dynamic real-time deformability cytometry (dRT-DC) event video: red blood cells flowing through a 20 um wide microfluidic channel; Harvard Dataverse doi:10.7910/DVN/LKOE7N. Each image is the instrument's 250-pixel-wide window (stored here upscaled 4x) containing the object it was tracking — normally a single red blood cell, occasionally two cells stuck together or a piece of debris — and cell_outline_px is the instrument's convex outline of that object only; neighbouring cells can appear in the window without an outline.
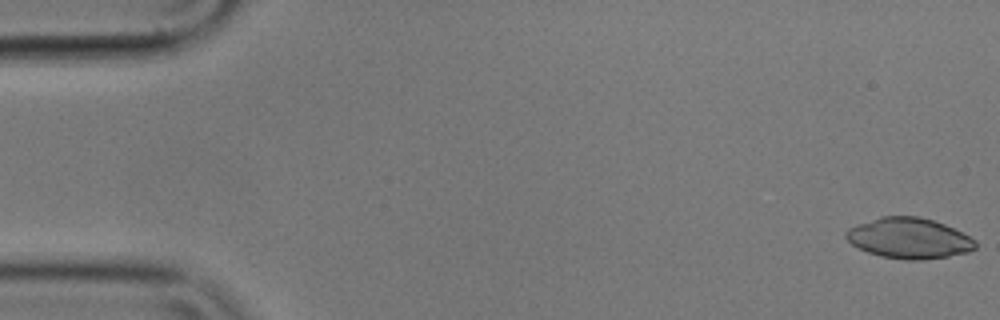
{"species": "common noctule bat (a hibernating species)", "species_latin": "Nyctalus noctula", "temperature_condition": "cold", "stored_images_in_passage": 56, "camera_frame_rate_fps": 3000, "um_per_image_px": 0.085, "animal": {"sex": "male", "body_mass_g": 17.9}, "frame": {"image": 1, "passage_image": 1, "time_ms": 0.0, "image_size_px": [1000, 320], "cell_outline_px": [[976, 248], [968, 252], [948, 256], [924, 260], [908, 260], [880, 256], [868, 252], [852, 244], [844, 236], [844, 232], [848, 228], [856, 224], [880, 216], [920, 216], [944, 224], [976, 240]], "centroid_in_image_um": [77.24, 20.24], "position_along_channel_um": 7.8, "area_um2": 30.63}}